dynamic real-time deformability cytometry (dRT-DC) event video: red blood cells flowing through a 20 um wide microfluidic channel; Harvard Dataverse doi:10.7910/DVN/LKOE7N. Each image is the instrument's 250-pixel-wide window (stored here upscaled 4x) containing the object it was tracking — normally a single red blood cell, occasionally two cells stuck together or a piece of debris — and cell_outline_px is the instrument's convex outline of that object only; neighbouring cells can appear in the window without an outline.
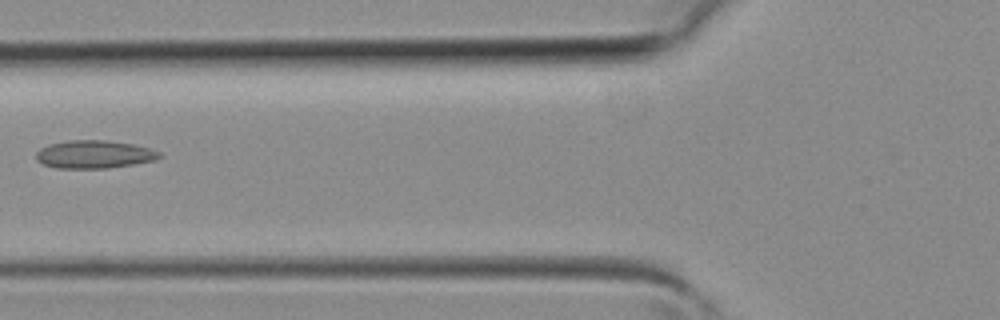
{"species": "common noctule bat (a hibernating species)", "species_latin": "Nyctalus noctula", "temperature_condition": "room temperature", "stored_images_in_passage": 2, "camera_frame_rate_fps": 3000, "um_per_image_px": 0.085, "animal": {"sex": "female", "body_mass_g": 19.3, "forearm_length_mm": 54.1}, "frame": {"image": 1, "passage_image": 2, "time_ms": 0.333, "image_size_px": [1000, 320], "cell_outline_px": [[164, 156], [156, 160], [108, 168], [56, 168], [44, 164], [36, 160], [36, 152], [40, 148], [48, 144], [68, 140], [104, 140], [132, 144], [148, 148], [160, 152]], "centroid_in_image_um": [7.99, 13.12], "position_along_channel_um": 117.8, "area_um2": 20.11}}